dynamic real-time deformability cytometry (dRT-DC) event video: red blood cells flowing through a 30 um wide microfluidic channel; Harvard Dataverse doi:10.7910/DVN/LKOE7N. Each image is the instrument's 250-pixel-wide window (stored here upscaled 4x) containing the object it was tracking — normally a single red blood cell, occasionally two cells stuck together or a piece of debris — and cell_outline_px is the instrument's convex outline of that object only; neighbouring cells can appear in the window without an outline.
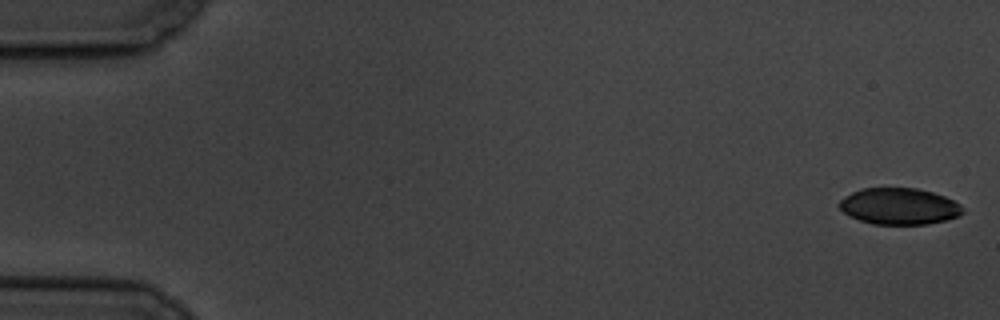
{"species": "common noctule bat (a hibernating species)", "species_latin": "Nyctalus noctula", "temperature_condition": "cold", "stored_images_in_passage": 58, "camera_frame_rate_fps": 3000, "um_per_image_px": 0.085, "animal": {"sex": "male", "body_mass_g": 19.5, "forearm_length_mm": 54.6}, "frame": {"image": 1, "passage_image": 1, "time_ms": 0.0, "image_size_px": [1000, 320], "cell_outline_px": [[964, 212], [960, 216], [928, 224], [872, 224], [848, 216], [836, 204], [840, 200], [852, 192], [864, 188], [916, 188], [932, 192], [944, 196], [960, 204], [964, 208]], "centroid_in_image_um": [76.43, 17.54], "position_along_channel_um": 8.6, "area_um2": 26.24}}
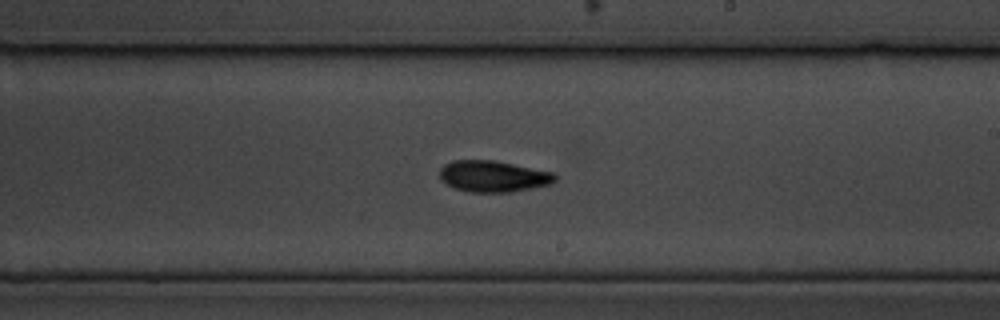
{"frame": {"image": 2, "passage_image": 34, "time_ms": 11.0, "image_size_px": [1000, 320], "cell_outline_px": [[556, 180], [552, 184], [532, 188], [508, 192], [468, 192], [456, 188], [440, 180], [440, 168], [444, 164], [452, 160], [492, 160], [556, 172]], "centroid_in_image_um": [41.94, 14.98], "position_along_channel_um": 247.1, "area_um2": 21.15}}
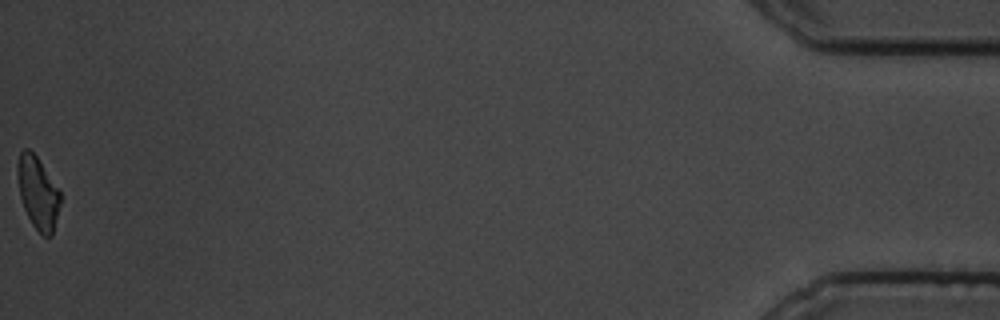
{"frame": {"image": 3, "passage_image": 58, "time_ms": 19.0, "image_size_px": [1000, 320], "cell_outline_px": [[60, 204], [52, 236], [44, 236], [32, 224], [24, 208], [20, 196], [16, 172], [16, 164], [20, 152], [24, 148], [28, 148], [36, 156], [60, 188]], "centroid_in_image_um": [3.21, 16.35], "position_along_channel_um": 432.0, "area_um2": 18.15}, "authors_computed_cell_mechanics": {"area_um2": 20.7502, "velocity_mm_per_s": 3.4857, "shape_relaxation_time_tau1_ms": 2.4553, "shape_relaxation_time_tau2_ms": 4.4866, "deformation_change_tau1": 0.1228, "deformation_change_tau2": 0.1114}}